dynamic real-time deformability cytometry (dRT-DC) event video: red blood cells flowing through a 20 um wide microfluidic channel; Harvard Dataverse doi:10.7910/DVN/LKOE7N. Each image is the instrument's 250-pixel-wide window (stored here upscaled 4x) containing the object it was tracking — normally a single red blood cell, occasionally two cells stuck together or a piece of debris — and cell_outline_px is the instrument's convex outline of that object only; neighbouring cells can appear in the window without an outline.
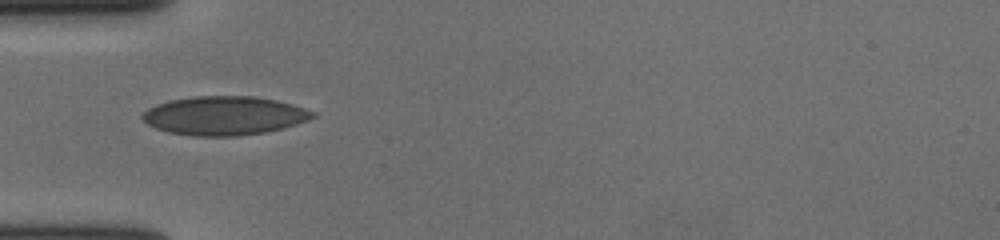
{"species": "human", "species_latin": "Homo sapiens", "temperature_condition": "cold", "stored_images_in_passage": 39, "camera_frame_rate_fps": 3000, "um_per_image_px": 0.085, "donor": {"sex": "female"}, "frame": {"image": 1, "passage_image": 1, "time_ms": 0.0, "image_size_px": [1000, 240], "cell_outline_px": [[316, 116], [308, 120], [296, 124], [268, 132], [240, 136], [192, 136], [168, 132], [156, 128], [148, 124], [140, 116], [148, 108], [156, 104], [172, 100], [192, 96], [256, 96], [276, 100], [292, 104], [316, 112]], "centroid_in_image_um": [19.08, 9.83], "position_along_channel_um": 65.9, "area_um2": 38.67}}
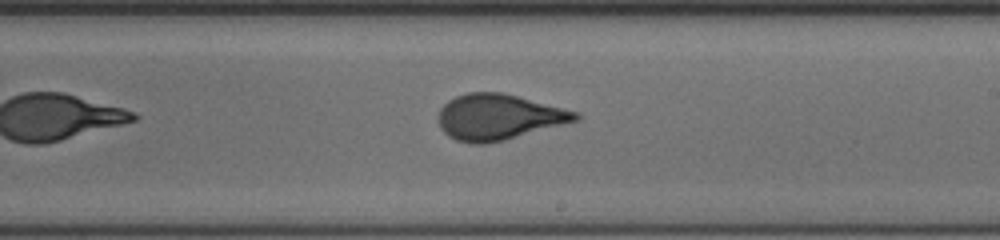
{"frame": {"image": 2, "passage_image": 16, "time_ms": 5.0, "image_size_px": [1000, 240], "cell_outline_px": [[580, 120], [504, 140], [484, 144], [472, 144], [456, 140], [448, 136], [440, 128], [440, 108], [448, 100], [456, 96], [468, 92], [504, 92], [580, 112]], "centroid_in_image_um": [42.41, 9.94], "position_along_channel_um": 246.6, "area_um2": 36.65}}
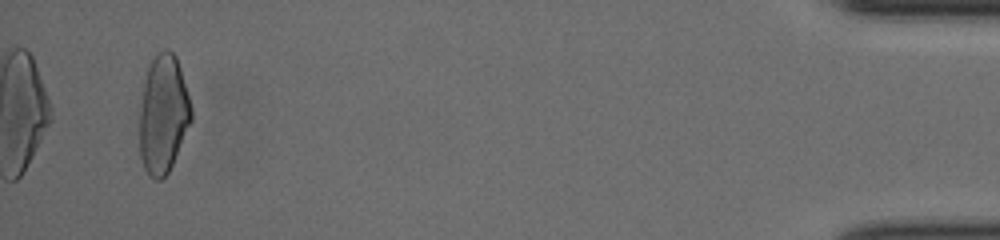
{"frame": {"image": 3, "passage_image": 37, "time_ms": 12.0, "image_size_px": [1000, 240], "cell_outline_px": [[192, 120], [172, 164], [168, 172], [160, 180], [156, 180], [144, 168], [140, 156], [140, 112], [144, 84], [148, 64], [156, 52], [164, 48], [168, 48], [176, 56], [180, 68], [192, 108]], "centroid_in_image_um": [13.88, 9.66], "position_along_channel_um": 421.3, "area_um2": 35.49}, "authors_computed_cell_mechanics": {"area_um2": 35.836, "velocity_mm_per_s": 3.6472, "shape_relaxation_time_tau1_ms": 6.1151, "shape_relaxation_time_tau2_ms": null, "deformation_change_tau1": 0.1768, "deformation_change_tau2": null}}